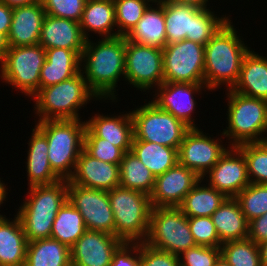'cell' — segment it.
Listing matches in <instances>:
<instances>
[{
    "label": "cell",
    "instance_id": "cell-1",
    "mask_svg": "<svg viewBox=\"0 0 267 266\" xmlns=\"http://www.w3.org/2000/svg\"><path fill=\"white\" fill-rule=\"evenodd\" d=\"M98 40H87L81 54V72L98 99L117 102L116 87L120 77L125 79L126 38L119 35Z\"/></svg>",
    "mask_w": 267,
    "mask_h": 266
},
{
    "label": "cell",
    "instance_id": "cell-2",
    "mask_svg": "<svg viewBox=\"0 0 267 266\" xmlns=\"http://www.w3.org/2000/svg\"><path fill=\"white\" fill-rule=\"evenodd\" d=\"M233 25L229 19L205 45L204 84L210 91L225 84L227 89L234 87L242 61L250 50Z\"/></svg>",
    "mask_w": 267,
    "mask_h": 266
},
{
    "label": "cell",
    "instance_id": "cell-3",
    "mask_svg": "<svg viewBox=\"0 0 267 266\" xmlns=\"http://www.w3.org/2000/svg\"><path fill=\"white\" fill-rule=\"evenodd\" d=\"M28 190V198L23 200L16 213L25 237L28 242L50 238L56 215L68 200V180H60L50 185L31 186Z\"/></svg>",
    "mask_w": 267,
    "mask_h": 266
},
{
    "label": "cell",
    "instance_id": "cell-4",
    "mask_svg": "<svg viewBox=\"0 0 267 266\" xmlns=\"http://www.w3.org/2000/svg\"><path fill=\"white\" fill-rule=\"evenodd\" d=\"M81 120H45L35 123L34 127L47 139L50 167L61 180L72 177L77 159L84 149L86 121Z\"/></svg>",
    "mask_w": 267,
    "mask_h": 266
},
{
    "label": "cell",
    "instance_id": "cell-5",
    "mask_svg": "<svg viewBox=\"0 0 267 266\" xmlns=\"http://www.w3.org/2000/svg\"><path fill=\"white\" fill-rule=\"evenodd\" d=\"M30 99L35 102L34 114L39 117L37 121L81 119L78 112L81 107H85L92 99L99 100L89 89L81 71L68 80L40 88Z\"/></svg>",
    "mask_w": 267,
    "mask_h": 266
},
{
    "label": "cell",
    "instance_id": "cell-6",
    "mask_svg": "<svg viewBox=\"0 0 267 266\" xmlns=\"http://www.w3.org/2000/svg\"><path fill=\"white\" fill-rule=\"evenodd\" d=\"M164 3L166 42L172 44L184 39L206 45L231 18L216 16L211 9L180 4L172 0Z\"/></svg>",
    "mask_w": 267,
    "mask_h": 266
},
{
    "label": "cell",
    "instance_id": "cell-7",
    "mask_svg": "<svg viewBox=\"0 0 267 266\" xmlns=\"http://www.w3.org/2000/svg\"><path fill=\"white\" fill-rule=\"evenodd\" d=\"M228 127L222 134L229 146L267 141V100L226 89Z\"/></svg>",
    "mask_w": 267,
    "mask_h": 266
},
{
    "label": "cell",
    "instance_id": "cell-8",
    "mask_svg": "<svg viewBox=\"0 0 267 266\" xmlns=\"http://www.w3.org/2000/svg\"><path fill=\"white\" fill-rule=\"evenodd\" d=\"M115 220V236L125 243L144 242L152 205L145 193L117 186L108 191Z\"/></svg>",
    "mask_w": 267,
    "mask_h": 266
},
{
    "label": "cell",
    "instance_id": "cell-9",
    "mask_svg": "<svg viewBox=\"0 0 267 266\" xmlns=\"http://www.w3.org/2000/svg\"><path fill=\"white\" fill-rule=\"evenodd\" d=\"M144 243L177 256L196 246L188 217L179 207H152Z\"/></svg>",
    "mask_w": 267,
    "mask_h": 266
},
{
    "label": "cell",
    "instance_id": "cell-10",
    "mask_svg": "<svg viewBox=\"0 0 267 266\" xmlns=\"http://www.w3.org/2000/svg\"><path fill=\"white\" fill-rule=\"evenodd\" d=\"M133 119V140L157 143L179 150L190 129L171 113L160 109L152 101L130 111Z\"/></svg>",
    "mask_w": 267,
    "mask_h": 266
},
{
    "label": "cell",
    "instance_id": "cell-11",
    "mask_svg": "<svg viewBox=\"0 0 267 266\" xmlns=\"http://www.w3.org/2000/svg\"><path fill=\"white\" fill-rule=\"evenodd\" d=\"M46 60L40 45L9 47L0 62V79L28 97L40 89V72Z\"/></svg>",
    "mask_w": 267,
    "mask_h": 266
},
{
    "label": "cell",
    "instance_id": "cell-12",
    "mask_svg": "<svg viewBox=\"0 0 267 266\" xmlns=\"http://www.w3.org/2000/svg\"><path fill=\"white\" fill-rule=\"evenodd\" d=\"M162 50L164 82L204 83V45L184 39Z\"/></svg>",
    "mask_w": 267,
    "mask_h": 266
},
{
    "label": "cell",
    "instance_id": "cell-13",
    "mask_svg": "<svg viewBox=\"0 0 267 266\" xmlns=\"http://www.w3.org/2000/svg\"><path fill=\"white\" fill-rule=\"evenodd\" d=\"M126 80L141 92L159 87L164 82L163 50L126 40Z\"/></svg>",
    "mask_w": 267,
    "mask_h": 266
},
{
    "label": "cell",
    "instance_id": "cell-14",
    "mask_svg": "<svg viewBox=\"0 0 267 266\" xmlns=\"http://www.w3.org/2000/svg\"><path fill=\"white\" fill-rule=\"evenodd\" d=\"M68 201L82 215L87 230L115 235V220L108 191L82 187L68 180Z\"/></svg>",
    "mask_w": 267,
    "mask_h": 266
},
{
    "label": "cell",
    "instance_id": "cell-15",
    "mask_svg": "<svg viewBox=\"0 0 267 266\" xmlns=\"http://www.w3.org/2000/svg\"><path fill=\"white\" fill-rule=\"evenodd\" d=\"M213 138L201 128H190L180 144L178 162L203 178L230 147L220 140L225 137Z\"/></svg>",
    "mask_w": 267,
    "mask_h": 266
},
{
    "label": "cell",
    "instance_id": "cell-16",
    "mask_svg": "<svg viewBox=\"0 0 267 266\" xmlns=\"http://www.w3.org/2000/svg\"><path fill=\"white\" fill-rule=\"evenodd\" d=\"M202 180L226 197L235 198L250 184L242 151L237 146H230Z\"/></svg>",
    "mask_w": 267,
    "mask_h": 266
},
{
    "label": "cell",
    "instance_id": "cell-17",
    "mask_svg": "<svg viewBox=\"0 0 267 266\" xmlns=\"http://www.w3.org/2000/svg\"><path fill=\"white\" fill-rule=\"evenodd\" d=\"M210 91L204 83H174L163 82L153 91L151 100L160 109L171 113L175 118L183 121L190 128H198L195 119L192 117L195 111L196 99L202 91ZM201 92V93H200Z\"/></svg>",
    "mask_w": 267,
    "mask_h": 266
},
{
    "label": "cell",
    "instance_id": "cell-18",
    "mask_svg": "<svg viewBox=\"0 0 267 266\" xmlns=\"http://www.w3.org/2000/svg\"><path fill=\"white\" fill-rule=\"evenodd\" d=\"M200 179L202 178L194 171L177 162L155 177L154 189L150 195L152 207H179Z\"/></svg>",
    "mask_w": 267,
    "mask_h": 266
},
{
    "label": "cell",
    "instance_id": "cell-19",
    "mask_svg": "<svg viewBox=\"0 0 267 266\" xmlns=\"http://www.w3.org/2000/svg\"><path fill=\"white\" fill-rule=\"evenodd\" d=\"M124 242L103 231L86 230L73 244L72 266H110L113 255Z\"/></svg>",
    "mask_w": 267,
    "mask_h": 266
},
{
    "label": "cell",
    "instance_id": "cell-20",
    "mask_svg": "<svg viewBox=\"0 0 267 266\" xmlns=\"http://www.w3.org/2000/svg\"><path fill=\"white\" fill-rule=\"evenodd\" d=\"M69 181L86 188L110 191L119 186L120 166L93 158L83 149Z\"/></svg>",
    "mask_w": 267,
    "mask_h": 266
},
{
    "label": "cell",
    "instance_id": "cell-21",
    "mask_svg": "<svg viewBox=\"0 0 267 266\" xmlns=\"http://www.w3.org/2000/svg\"><path fill=\"white\" fill-rule=\"evenodd\" d=\"M46 12L41 0L36 3L13 8L12 22L8 33L9 47L39 44Z\"/></svg>",
    "mask_w": 267,
    "mask_h": 266
},
{
    "label": "cell",
    "instance_id": "cell-22",
    "mask_svg": "<svg viewBox=\"0 0 267 266\" xmlns=\"http://www.w3.org/2000/svg\"><path fill=\"white\" fill-rule=\"evenodd\" d=\"M86 42L79 22L46 14L39 39L44 49L65 48L81 55Z\"/></svg>",
    "mask_w": 267,
    "mask_h": 266
},
{
    "label": "cell",
    "instance_id": "cell-23",
    "mask_svg": "<svg viewBox=\"0 0 267 266\" xmlns=\"http://www.w3.org/2000/svg\"><path fill=\"white\" fill-rule=\"evenodd\" d=\"M123 113V114H121ZM119 115L95 114L86 120V126L101 139L114 144L124 153L131 151L133 132V119L130 111Z\"/></svg>",
    "mask_w": 267,
    "mask_h": 266
},
{
    "label": "cell",
    "instance_id": "cell-24",
    "mask_svg": "<svg viewBox=\"0 0 267 266\" xmlns=\"http://www.w3.org/2000/svg\"><path fill=\"white\" fill-rule=\"evenodd\" d=\"M46 60L40 72V88L60 83L81 71V55L65 48L45 49Z\"/></svg>",
    "mask_w": 267,
    "mask_h": 266
},
{
    "label": "cell",
    "instance_id": "cell-25",
    "mask_svg": "<svg viewBox=\"0 0 267 266\" xmlns=\"http://www.w3.org/2000/svg\"><path fill=\"white\" fill-rule=\"evenodd\" d=\"M28 142V156L25 162L28 186L50 185L60 181L49 164L46 137L35 127Z\"/></svg>",
    "mask_w": 267,
    "mask_h": 266
},
{
    "label": "cell",
    "instance_id": "cell-26",
    "mask_svg": "<svg viewBox=\"0 0 267 266\" xmlns=\"http://www.w3.org/2000/svg\"><path fill=\"white\" fill-rule=\"evenodd\" d=\"M232 90L267 100V56L250 49L242 61L239 79Z\"/></svg>",
    "mask_w": 267,
    "mask_h": 266
},
{
    "label": "cell",
    "instance_id": "cell-27",
    "mask_svg": "<svg viewBox=\"0 0 267 266\" xmlns=\"http://www.w3.org/2000/svg\"><path fill=\"white\" fill-rule=\"evenodd\" d=\"M13 219L0 214V266L25 265L28 241L18 216Z\"/></svg>",
    "mask_w": 267,
    "mask_h": 266
},
{
    "label": "cell",
    "instance_id": "cell-28",
    "mask_svg": "<svg viewBox=\"0 0 267 266\" xmlns=\"http://www.w3.org/2000/svg\"><path fill=\"white\" fill-rule=\"evenodd\" d=\"M125 38L129 42L163 49L167 44L164 3L150 4L137 25L128 32Z\"/></svg>",
    "mask_w": 267,
    "mask_h": 266
},
{
    "label": "cell",
    "instance_id": "cell-29",
    "mask_svg": "<svg viewBox=\"0 0 267 266\" xmlns=\"http://www.w3.org/2000/svg\"><path fill=\"white\" fill-rule=\"evenodd\" d=\"M80 27L87 40L89 32L98 37L118 36L116 30L115 4L113 0H87L80 20ZM115 27V28H114Z\"/></svg>",
    "mask_w": 267,
    "mask_h": 266
},
{
    "label": "cell",
    "instance_id": "cell-30",
    "mask_svg": "<svg viewBox=\"0 0 267 266\" xmlns=\"http://www.w3.org/2000/svg\"><path fill=\"white\" fill-rule=\"evenodd\" d=\"M218 237L223 243L248 238V222L238 201L227 197L211 215Z\"/></svg>",
    "mask_w": 267,
    "mask_h": 266
},
{
    "label": "cell",
    "instance_id": "cell-31",
    "mask_svg": "<svg viewBox=\"0 0 267 266\" xmlns=\"http://www.w3.org/2000/svg\"><path fill=\"white\" fill-rule=\"evenodd\" d=\"M24 266H72L70 248L51 237L28 242Z\"/></svg>",
    "mask_w": 267,
    "mask_h": 266
},
{
    "label": "cell",
    "instance_id": "cell-32",
    "mask_svg": "<svg viewBox=\"0 0 267 266\" xmlns=\"http://www.w3.org/2000/svg\"><path fill=\"white\" fill-rule=\"evenodd\" d=\"M202 181V179L199 180L179 206L182 213L188 218L211 217L227 198L222 192L217 191L208 184H203L204 181Z\"/></svg>",
    "mask_w": 267,
    "mask_h": 266
},
{
    "label": "cell",
    "instance_id": "cell-33",
    "mask_svg": "<svg viewBox=\"0 0 267 266\" xmlns=\"http://www.w3.org/2000/svg\"><path fill=\"white\" fill-rule=\"evenodd\" d=\"M131 152L157 177L178 162V150L153 142L132 140Z\"/></svg>",
    "mask_w": 267,
    "mask_h": 266
},
{
    "label": "cell",
    "instance_id": "cell-34",
    "mask_svg": "<svg viewBox=\"0 0 267 266\" xmlns=\"http://www.w3.org/2000/svg\"><path fill=\"white\" fill-rule=\"evenodd\" d=\"M86 230L82 215L67 200L56 215L50 237L71 248Z\"/></svg>",
    "mask_w": 267,
    "mask_h": 266
},
{
    "label": "cell",
    "instance_id": "cell-35",
    "mask_svg": "<svg viewBox=\"0 0 267 266\" xmlns=\"http://www.w3.org/2000/svg\"><path fill=\"white\" fill-rule=\"evenodd\" d=\"M119 185L151 195L155 176L131 151L125 152L120 163Z\"/></svg>",
    "mask_w": 267,
    "mask_h": 266
},
{
    "label": "cell",
    "instance_id": "cell-36",
    "mask_svg": "<svg viewBox=\"0 0 267 266\" xmlns=\"http://www.w3.org/2000/svg\"><path fill=\"white\" fill-rule=\"evenodd\" d=\"M220 249L232 266H261L259 246L249 238L225 242Z\"/></svg>",
    "mask_w": 267,
    "mask_h": 266
},
{
    "label": "cell",
    "instance_id": "cell-37",
    "mask_svg": "<svg viewBox=\"0 0 267 266\" xmlns=\"http://www.w3.org/2000/svg\"><path fill=\"white\" fill-rule=\"evenodd\" d=\"M237 147L246 160L250 183L267 184V141L244 143Z\"/></svg>",
    "mask_w": 267,
    "mask_h": 266
},
{
    "label": "cell",
    "instance_id": "cell-38",
    "mask_svg": "<svg viewBox=\"0 0 267 266\" xmlns=\"http://www.w3.org/2000/svg\"><path fill=\"white\" fill-rule=\"evenodd\" d=\"M235 199L249 223L267 213V184L250 183Z\"/></svg>",
    "mask_w": 267,
    "mask_h": 266
},
{
    "label": "cell",
    "instance_id": "cell-39",
    "mask_svg": "<svg viewBox=\"0 0 267 266\" xmlns=\"http://www.w3.org/2000/svg\"><path fill=\"white\" fill-rule=\"evenodd\" d=\"M118 36H126L144 15L151 0H113Z\"/></svg>",
    "mask_w": 267,
    "mask_h": 266
},
{
    "label": "cell",
    "instance_id": "cell-40",
    "mask_svg": "<svg viewBox=\"0 0 267 266\" xmlns=\"http://www.w3.org/2000/svg\"><path fill=\"white\" fill-rule=\"evenodd\" d=\"M84 150L93 158L118 165L125 154L114 144L106 142V139L98 138L87 126L84 134Z\"/></svg>",
    "mask_w": 267,
    "mask_h": 266
},
{
    "label": "cell",
    "instance_id": "cell-41",
    "mask_svg": "<svg viewBox=\"0 0 267 266\" xmlns=\"http://www.w3.org/2000/svg\"><path fill=\"white\" fill-rule=\"evenodd\" d=\"M188 224L196 245L206 247H221L222 242L218 237L211 217L201 216L188 218Z\"/></svg>",
    "mask_w": 267,
    "mask_h": 266
},
{
    "label": "cell",
    "instance_id": "cell-42",
    "mask_svg": "<svg viewBox=\"0 0 267 266\" xmlns=\"http://www.w3.org/2000/svg\"><path fill=\"white\" fill-rule=\"evenodd\" d=\"M87 0H41L47 15L80 22Z\"/></svg>",
    "mask_w": 267,
    "mask_h": 266
},
{
    "label": "cell",
    "instance_id": "cell-43",
    "mask_svg": "<svg viewBox=\"0 0 267 266\" xmlns=\"http://www.w3.org/2000/svg\"><path fill=\"white\" fill-rule=\"evenodd\" d=\"M220 255V247L196 245L179 255L180 266H214Z\"/></svg>",
    "mask_w": 267,
    "mask_h": 266
},
{
    "label": "cell",
    "instance_id": "cell-44",
    "mask_svg": "<svg viewBox=\"0 0 267 266\" xmlns=\"http://www.w3.org/2000/svg\"><path fill=\"white\" fill-rule=\"evenodd\" d=\"M140 266H180L179 256L140 243Z\"/></svg>",
    "mask_w": 267,
    "mask_h": 266
},
{
    "label": "cell",
    "instance_id": "cell-45",
    "mask_svg": "<svg viewBox=\"0 0 267 266\" xmlns=\"http://www.w3.org/2000/svg\"><path fill=\"white\" fill-rule=\"evenodd\" d=\"M110 266H140V243L124 242L114 253Z\"/></svg>",
    "mask_w": 267,
    "mask_h": 266
},
{
    "label": "cell",
    "instance_id": "cell-46",
    "mask_svg": "<svg viewBox=\"0 0 267 266\" xmlns=\"http://www.w3.org/2000/svg\"><path fill=\"white\" fill-rule=\"evenodd\" d=\"M248 238L257 245L267 240V213L249 222Z\"/></svg>",
    "mask_w": 267,
    "mask_h": 266
},
{
    "label": "cell",
    "instance_id": "cell-47",
    "mask_svg": "<svg viewBox=\"0 0 267 266\" xmlns=\"http://www.w3.org/2000/svg\"><path fill=\"white\" fill-rule=\"evenodd\" d=\"M13 8L0 2V32L8 37L10 25L12 22Z\"/></svg>",
    "mask_w": 267,
    "mask_h": 266
},
{
    "label": "cell",
    "instance_id": "cell-48",
    "mask_svg": "<svg viewBox=\"0 0 267 266\" xmlns=\"http://www.w3.org/2000/svg\"><path fill=\"white\" fill-rule=\"evenodd\" d=\"M174 2L180 3V4H186V5H191L195 6L199 9H207L210 7H207L208 2L210 0H172Z\"/></svg>",
    "mask_w": 267,
    "mask_h": 266
},
{
    "label": "cell",
    "instance_id": "cell-49",
    "mask_svg": "<svg viewBox=\"0 0 267 266\" xmlns=\"http://www.w3.org/2000/svg\"><path fill=\"white\" fill-rule=\"evenodd\" d=\"M39 0H0L11 8L26 6L38 2Z\"/></svg>",
    "mask_w": 267,
    "mask_h": 266
},
{
    "label": "cell",
    "instance_id": "cell-50",
    "mask_svg": "<svg viewBox=\"0 0 267 266\" xmlns=\"http://www.w3.org/2000/svg\"><path fill=\"white\" fill-rule=\"evenodd\" d=\"M9 48L8 37L0 32V62L4 59L5 53Z\"/></svg>",
    "mask_w": 267,
    "mask_h": 266
},
{
    "label": "cell",
    "instance_id": "cell-51",
    "mask_svg": "<svg viewBox=\"0 0 267 266\" xmlns=\"http://www.w3.org/2000/svg\"><path fill=\"white\" fill-rule=\"evenodd\" d=\"M258 246L260 251L261 266H267V240Z\"/></svg>",
    "mask_w": 267,
    "mask_h": 266
},
{
    "label": "cell",
    "instance_id": "cell-52",
    "mask_svg": "<svg viewBox=\"0 0 267 266\" xmlns=\"http://www.w3.org/2000/svg\"><path fill=\"white\" fill-rule=\"evenodd\" d=\"M7 191H8V188L6 187L5 183H3V180L1 181V178H0V207L6 201L5 199L8 196Z\"/></svg>",
    "mask_w": 267,
    "mask_h": 266
},
{
    "label": "cell",
    "instance_id": "cell-53",
    "mask_svg": "<svg viewBox=\"0 0 267 266\" xmlns=\"http://www.w3.org/2000/svg\"><path fill=\"white\" fill-rule=\"evenodd\" d=\"M214 266H232V265L229 264V263L227 262V260H226L222 255H220V256L218 257V259L215 261Z\"/></svg>",
    "mask_w": 267,
    "mask_h": 266
},
{
    "label": "cell",
    "instance_id": "cell-54",
    "mask_svg": "<svg viewBox=\"0 0 267 266\" xmlns=\"http://www.w3.org/2000/svg\"><path fill=\"white\" fill-rule=\"evenodd\" d=\"M152 2H162V1H165V0H151Z\"/></svg>",
    "mask_w": 267,
    "mask_h": 266
}]
</instances>
